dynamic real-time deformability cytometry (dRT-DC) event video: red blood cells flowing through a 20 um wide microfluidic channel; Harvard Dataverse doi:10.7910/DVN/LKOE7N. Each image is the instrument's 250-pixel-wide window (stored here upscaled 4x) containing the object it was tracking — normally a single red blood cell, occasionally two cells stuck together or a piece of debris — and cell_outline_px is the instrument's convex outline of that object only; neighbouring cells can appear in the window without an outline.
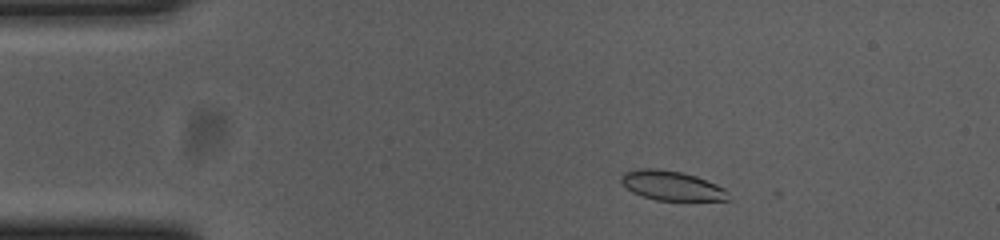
{"species": "common noctule bat (a hibernating species)", "species_latin": "Nyctalus noctula", "temperature_condition": "cold", "stored_images_in_passage": 52, "camera_frame_rate_fps": 3000, "um_per_image_px": 0.085, "animal": {"sex": "female", "body_mass_g": 23.0, "forearm_length_mm": 53.4}, "frame": {"image": 1, "passage_image": 5, "time_ms": 1.333, "image_size_px": [1000, 240], "cell_outline_px": [[728, 200], [656, 200], [632, 192], [620, 180], [620, 176], [624, 172], [636, 168], [656, 168], [684, 172], [696, 176], [716, 184], [724, 188], [728, 192]], "centroid_in_image_um": [57.07, 15.76], "position_along_channel_um": 27.9, "area_um2": 18.38}}
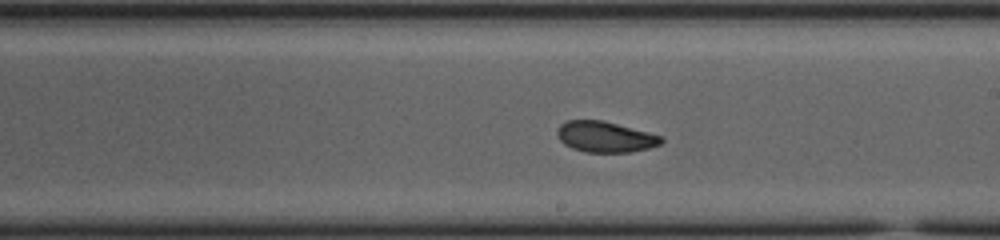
{"frame": {"image": 2, "passage_image": 27, "time_ms": 8.667, "image_size_px": [1000, 240], "cell_outline_px": [[664, 140], [660, 144], [648, 148], [628, 152], [584, 152], [572, 148], [564, 144], [560, 140], [556, 132], [560, 124], [568, 120], [600, 120], [664, 136]], "centroid_in_image_um": [51.43, 11.63], "position_along_channel_um": 237.6, "area_um2": 18.55}}
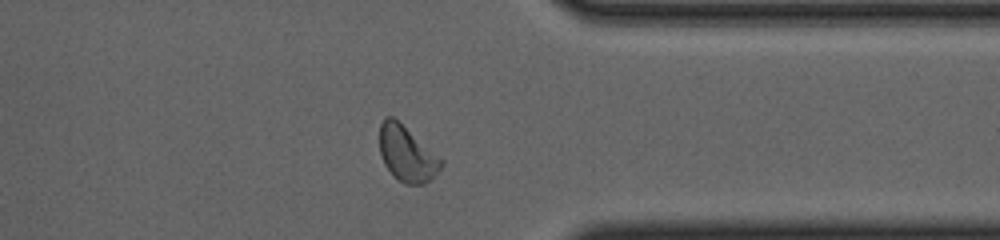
{"frame": {"image": 3, "passage_image": 39, "time_ms": 12.667, "image_size_px": [1000, 240], "cell_outline_px": [[444, 164], [424, 184], [404, 184], [384, 164], [380, 156], [380, 124], [384, 116], [392, 116], [444, 160]], "centroid_in_image_um": [34.57, 13.05], "position_along_channel_um": 376.8, "area_um2": 19.48}, "authors_computed_cell_mechanics": {"area_um2": 19.363, "velocity_mm_per_s": 3.6587, "shape_relaxation_time_tau1_ms": 2.4602, "shape_relaxation_time_tau2_ms": 1.7775, "deformation_change_tau1": 0.1134, "deformation_change_tau2": 0.0692}}